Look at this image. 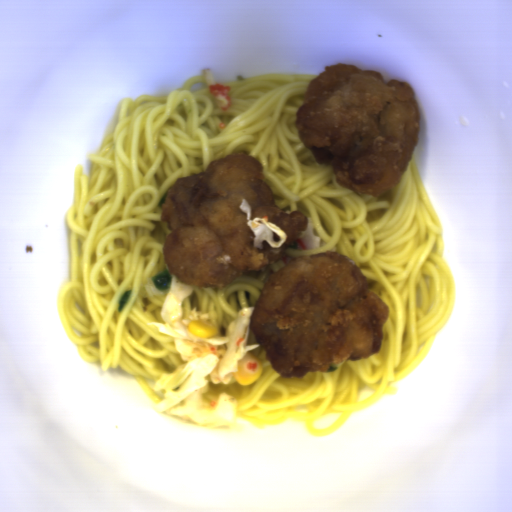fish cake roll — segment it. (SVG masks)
<instances>
[{"label": "fish cake roll", "mask_w": 512, "mask_h": 512, "mask_svg": "<svg viewBox=\"0 0 512 512\" xmlns=\"http://www.w3.org/2000/svg\"><path fill=\"white\" fill-rule=\"evenodd\" d=\"M294 258H297V257L289 256V255H287L286 253L283 252V254H282L280 259L287 266Z\"/></svg>", "instance_id": "obj_2"}, {"label": "fish cake roll", "mask_w": 512, "mask_h": 512, "mask_svg": "<svg viewBox=\"0 0 512 512\" xmlns=\"http://www.w3.org/2000/svg\"><path fill=\"white\" fill-rule=\"evenodd\" d=\"M294 241L296 243V249L311 250L315 248H320L321 239L319 238L318 235H315L314 226L309 217H307L306 230L295 235Z\"/></svg>", "instance_id": "obj_1"}]
</instances>
